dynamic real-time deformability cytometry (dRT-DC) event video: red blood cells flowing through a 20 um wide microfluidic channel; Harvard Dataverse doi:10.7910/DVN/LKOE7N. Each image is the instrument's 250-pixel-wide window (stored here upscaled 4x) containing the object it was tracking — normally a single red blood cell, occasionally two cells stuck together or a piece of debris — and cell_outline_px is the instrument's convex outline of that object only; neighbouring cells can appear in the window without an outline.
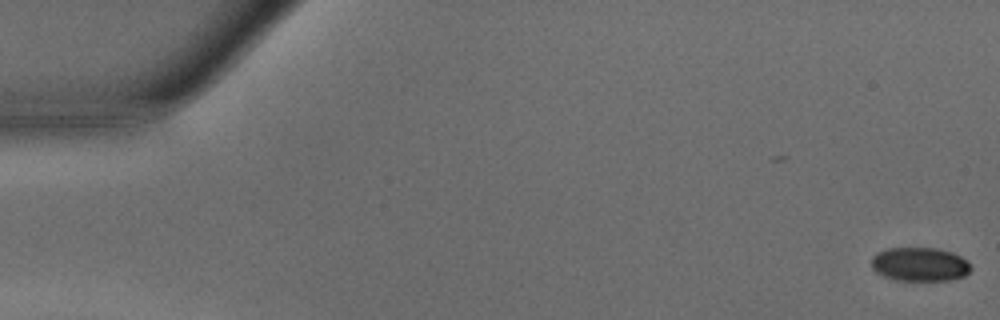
{"species": "common noctule bat (a hibernating species)", "species_latin": "Nyctalus noctula", "temperature_condition": "warm", "stored_images_in_passage": 43, "camera_frame_rate_fps": 3000, "um_per_image_px": 0.085, "animal": {"sex": "male", "body_mass_g": 15.6}, "frame": {"image": 1, "passage_image": 1, "time_ms": 0.0, "image_size_px": [1000, 320], "cell_outline_px": [[972, 268], [964, 276], [948, 280], [896, 280], [884, 276], [876, 272], [872, 268], [872, 256], [876, 252], [888, 248], [940, 248], [952, 252], [968, 260]], "centroid_in_image_um": [78.18, 22.45], "position_along_channel_um": 6.8, "area_um2": 19.71}}
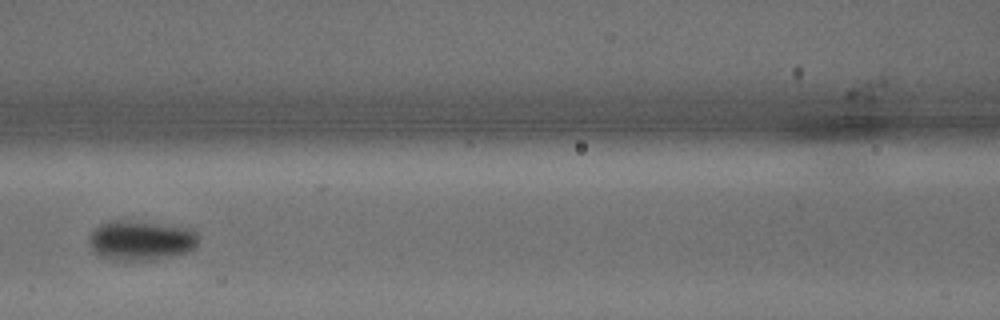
{"frame": {"image": 2, "passage_image": 22, "time_ms": 7.0, "image_size_px": [1000, 320], "cell_outline_px": [[200, 236], [196, 244], [188, 252], [152, 260], [112, 260], [100, 256], [92, 248], [88, 240], [92, 232], [100, 224], [156, 224], [192, 228]], "centroid_in_image_um": [12.04, 20.5], "position_along_channel_um": 154.6, "area_um2": 24.16}}
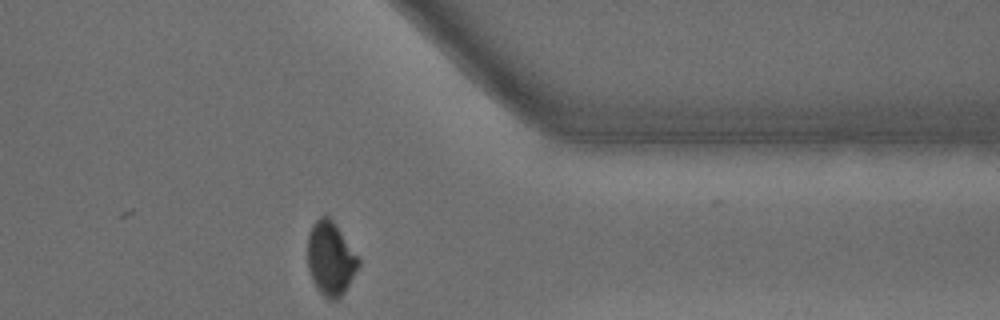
{"frame": {"image": 3, "passage_image": 39, "time_ms": 12.667, "image_size_px": [1000, 320], "cell_outline_px": [[360, 264], [344, 292], [336, 300], [328, 300], [316, 288], [312, 280], [308, 268], [308, 232], [312, 224], [320, 216], [328, 216], [332, 220], [360, 260]], "centroid_in_image_um": [28.07, 21.99], "position_along_channel_um": 383.3, "area_um2": 21.56}, "authors_computed_cell_mechanics": {"area_um2": 22.1952, "velocity_mm_per_s": 4.2257, "shape_relaxation_time_tau1_ms": 3.1458, "shape_relaxation_time_tau2_ms": null, "deformation_change_tau1": 0.123, "deformation_change_tau2": null}}